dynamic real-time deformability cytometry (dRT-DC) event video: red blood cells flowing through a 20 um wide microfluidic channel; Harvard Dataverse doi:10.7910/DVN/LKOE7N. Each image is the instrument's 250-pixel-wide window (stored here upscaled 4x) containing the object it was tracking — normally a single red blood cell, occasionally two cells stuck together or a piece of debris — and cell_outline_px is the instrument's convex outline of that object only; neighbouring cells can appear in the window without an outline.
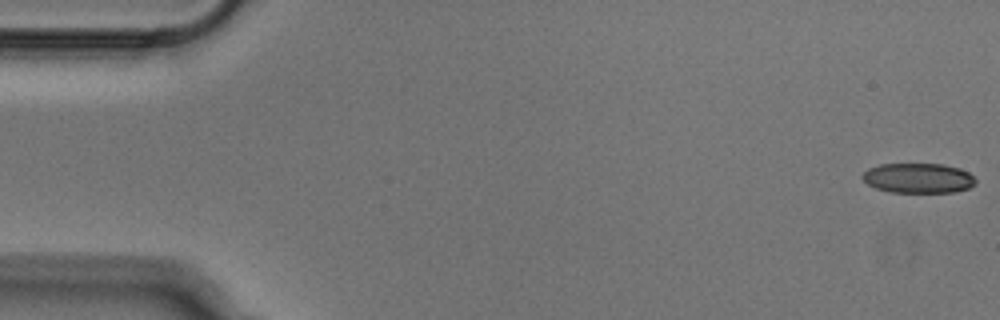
{"species": "Egyptian fruit bat (a non-hibernating species)", "species_latin": "Rousettus aegyptiacus", "temperature_condition": "cold", "stored_images_in_passage": 52, "camera_frame_rate_fps": 3000, "um_per_image_px": 0.085, "animal": {"sex": "male"}, "frame": {"image": 1, "passage_image": 1, "time_ms": 0.0, "image_size_px": [1000, 320], "cell_outline_px": [[976, 184], [968, 188], [956, 192], [892, 192], [876, 188], [868, 184], [860, 176], [868, 168], [880, 164], [944, 164], [960, 168], [968, 172], [976, 180]], "centroid_in_image_um": [78.06, 15.13], "position_along_channel_um": 6.9, "area_um2": 19.77}}
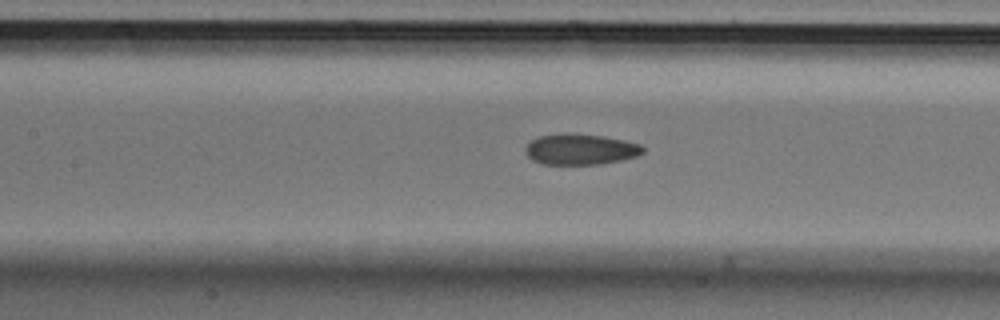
{"frame": {"image": 2, "passage_image": 23, "time_ms": 7.333, "image_size_px": [1000, 320], "cell_outline_px": [[644, 152], [636, 156], [620, 160], [600, 164], [544, 164], [532, 160], [524, 152], [524, 148], [532, 140], [540, 136], [560, 132], [568, 132], [604, 136], [624, 140], [640, 144], [644, 148]], "centroid_in_image_um": [49.31, 12.67], "position_along_channel_um": 158.1, "area_um2": 21.27}}
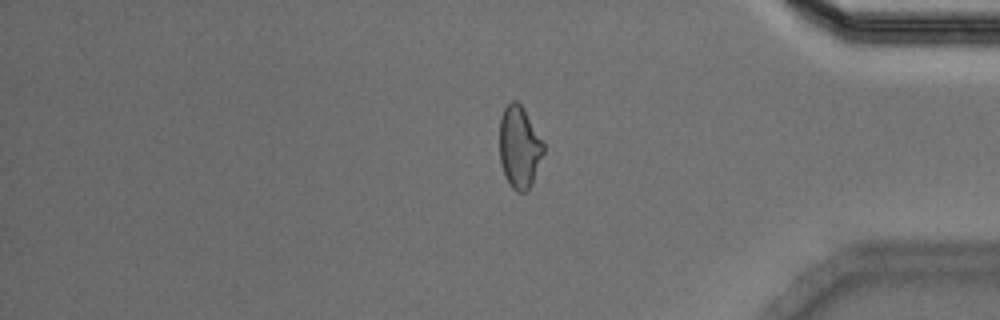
{"frame": {"image": 3, "passage_image": 43, "time_ms": 14.0, "image_size_px": [1000, 320], "cell_outline_px": [[544, 152], [532, 184], [528, 192], [516, 192], [508, 184], [504, 176], [500, 160], [500, 116], [504, 108], [512, 100], [516, 100], [524, 108], [544, 140]], "centroid_in_image_um": [44.16, 12.51], "position_along_channel_um": 391.0, "area_um2": 21.5}}